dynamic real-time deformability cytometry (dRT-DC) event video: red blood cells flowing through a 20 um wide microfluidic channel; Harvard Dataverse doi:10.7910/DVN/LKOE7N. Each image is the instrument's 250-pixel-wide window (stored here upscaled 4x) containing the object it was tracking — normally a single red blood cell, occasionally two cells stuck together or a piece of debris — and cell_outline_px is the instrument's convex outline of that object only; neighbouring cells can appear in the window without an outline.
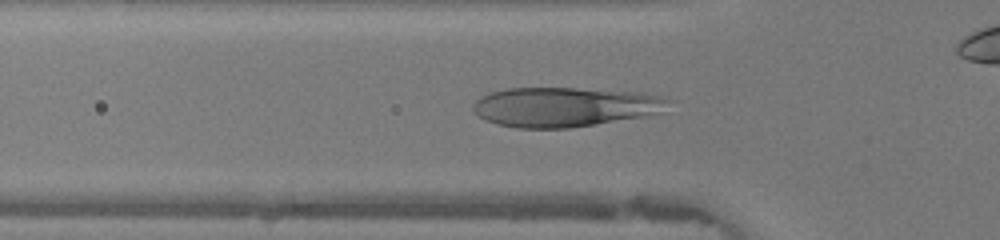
{"species": "human", "species_latin": "Homo sapiens", "temperature_condition": "warm", "stored_images_in_passage": 29, "camera_frame_rate_fps": 3000, "um_per_image_px": 0.085, "donor": {"sex": "female"}, "frame": {"image": 1, "passage_image": 7, "time_ms": 2.0, "image_size_px": [1000, 240], "cell_outline_px": [[672, 100], [664, 112], [644, 116], [568, 128], [516, 128], [496, 124], [484, 120], [472, 108], [472, 104], [480, 96], [492, 92], [508, 88], [576, 88], [640, 92], [660, 96]], "centroid_in_image_um": [48.0, 9.08], "position_along_channel_um": 77.8, "area_um2": 45.08}}
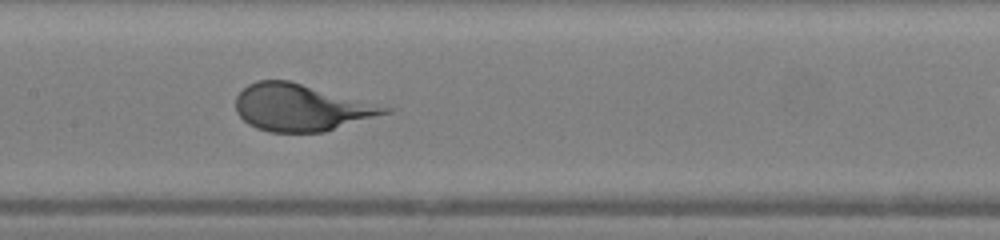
{"frame": {"image": 2, "passage_image": 14, "time_ms": 4.333, "image_size_px": [1000, 240], "cell_outline_px": [[396, 108], [392, 112], [324, 132], [268, 132], [256, 128], [248, 124], [236, 112], [236, 96], [248, 84], [256, 80], [288, 80]], "centroid_in_image_um": [25.62, 9.14], "position_along_channel_um": 181.8, "area_um2": 40.92}}
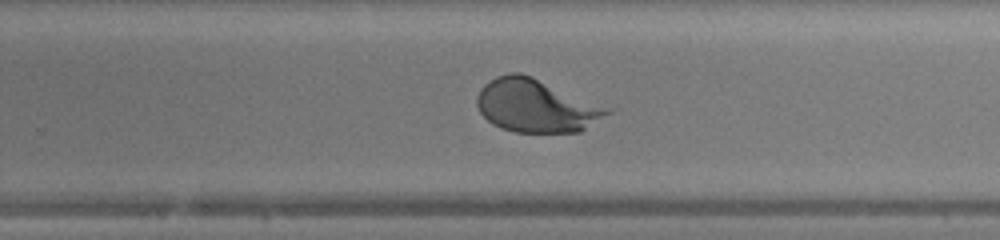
{"frame": {"image": 3, "passage_image": 21, "time_ms": 6.667, "image_size_px": [1000, 240], "cell_outline_px": [[616, 108], [612, 112], [580, 132], [516, 132], [500, 128], [492, 124], [480, 112], [476, 104], [476, 96], [480, 88], [484, 84], [496, 76], [508, 72], [520, 72], [532, 76]], "centroid_in_image_um": [45.62, 8.97], "position_along_channel_um": 284.2, "area_um2": 41.1}}